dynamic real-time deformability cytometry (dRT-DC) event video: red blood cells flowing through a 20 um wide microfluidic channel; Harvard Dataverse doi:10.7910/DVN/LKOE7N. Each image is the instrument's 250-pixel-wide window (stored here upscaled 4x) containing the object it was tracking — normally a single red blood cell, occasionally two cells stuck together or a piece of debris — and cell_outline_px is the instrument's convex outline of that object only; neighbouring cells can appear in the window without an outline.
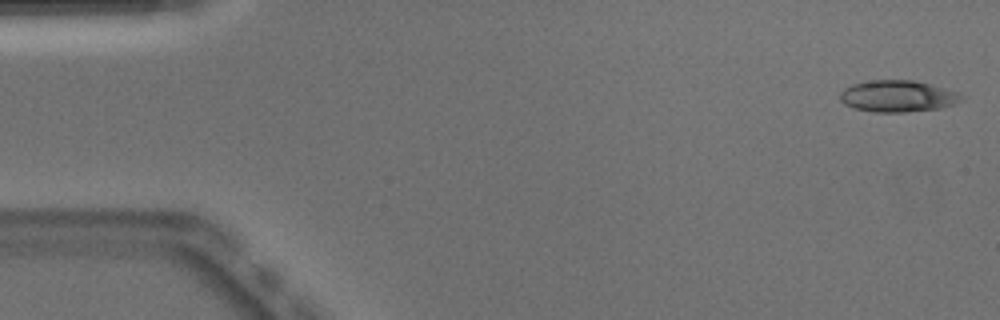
{"species": "Egyptian fruit bat (a non-hibernating species)", "species_latin": "Rousettus aegyptiacus", "temperature_condition": "warm", "stored_images_in_passage": 51, "camera_frame_rate_fps": 3000, "um_per_image_px": 0.085, "animal": {"sex": "male"}, "frame": {"image": 1, "passage_image": 1, "time_ms": 0.0, "image_size_px": [1000, 320], "cell_outline_px": [[964, 100], [940, 108], [904, 112], [876, 112], [852, 108], [844, 104], [840, 100], [840, 92], [844, 88], [852, 84], [872, 80], [912, 80], [928, 84], [956, 92], [964, 96]], "centroid_in_image_um": [76.26, 8.18], "position_along_channel_um": 8.7, "area_um2": 22.2}}
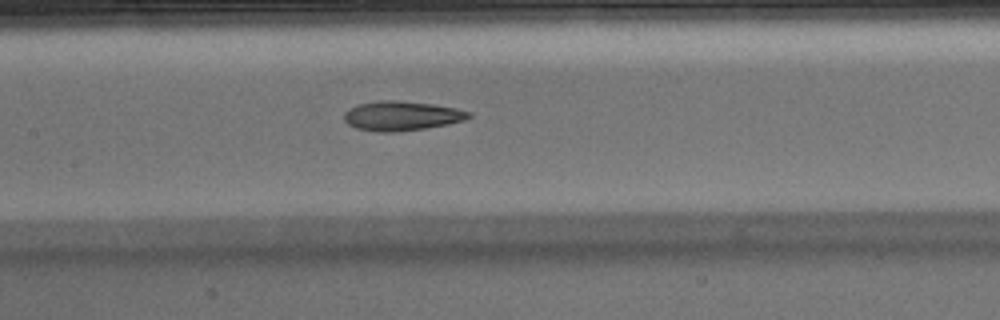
{"frame": {"image": 2, "passage_image": 23, "time_ms": 7.333, "image_size_px": [1000, 320], "cell_outline_px": [[472, 116], [464, 120], [448, 124], [428, 128], [396, 132], [376, 132], [356, 128], [348, 124], [344, 120], [344, 112], [348, 108], [356, 104], [380, 100], [396, 100], [432, 104], [456, 108], [472, 112]], "centroid_in_image_um": [34.12, 9.85], "position_along_channel_um": 173.3, "area_um2": 21.68}}
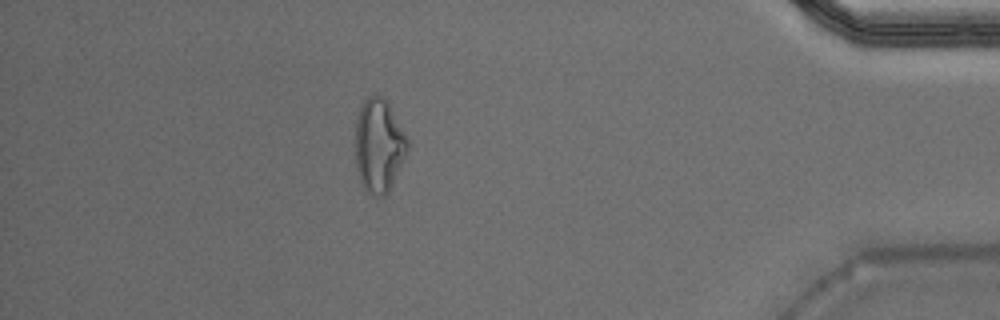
{"frame": {"image": 3, "passage_image": 44, "time_ms": 14.333, "image_size_px": [1000, 320], "cell_outline_px": [[408, 148], [392, 184], [388, 192], [384, 196], [376, 196], [368, 192], [360, 184], [356, 168], [356, 120], [360, 104], [368, 96], [376, 92], [388, 100], [408, 140]], "centroid_in_image_um": [32.18, 12.31], "position_along_channel_um": 403.0, "area_um2": 28.61}, "authors_computed_cell_mechanics": {"area_um2": 21.7906, "velocity_mm_per_s": 3.9409, "shape_relaxation_time_tau1_ms": null, "shape_relaxation_time_tau2_ms": 2.9862, "deformation_change_tau1": null, "deformation_change_tau2": 0.1278}}